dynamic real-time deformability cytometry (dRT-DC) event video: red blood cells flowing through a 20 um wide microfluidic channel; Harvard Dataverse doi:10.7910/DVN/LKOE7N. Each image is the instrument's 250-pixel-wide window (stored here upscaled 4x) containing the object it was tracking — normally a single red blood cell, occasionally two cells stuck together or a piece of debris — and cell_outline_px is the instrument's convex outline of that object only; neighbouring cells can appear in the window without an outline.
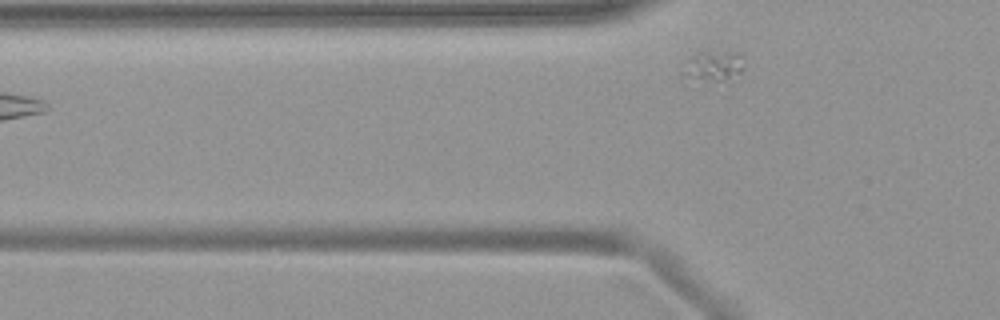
{"species": "common noctule bat (a hibernating species)", "species_latin": "Nyctalus noctula", "temperature_condition": "warm", "stored_images_in_passage": 4, "camera_frame_rate_fps": 3000, "um_per_image_px": 0.085, "animal": {"sex": "female", "body_mass_g": 19.9}, "frame": {"image": 1, "passage_image": 4, "time_ms": 3.667, "image_size_px": [1000, 320], "cell_outline_px": [[744, 68], [740, 72], [724, 80], [684, 84], [680, 80], [680, 72], [692, 56], [696, 52], [740, 52]], "centroid_in_image_um": [60.47, 5.7], "position_along_channel_um": 65.3, "area_um2": 11.5}}